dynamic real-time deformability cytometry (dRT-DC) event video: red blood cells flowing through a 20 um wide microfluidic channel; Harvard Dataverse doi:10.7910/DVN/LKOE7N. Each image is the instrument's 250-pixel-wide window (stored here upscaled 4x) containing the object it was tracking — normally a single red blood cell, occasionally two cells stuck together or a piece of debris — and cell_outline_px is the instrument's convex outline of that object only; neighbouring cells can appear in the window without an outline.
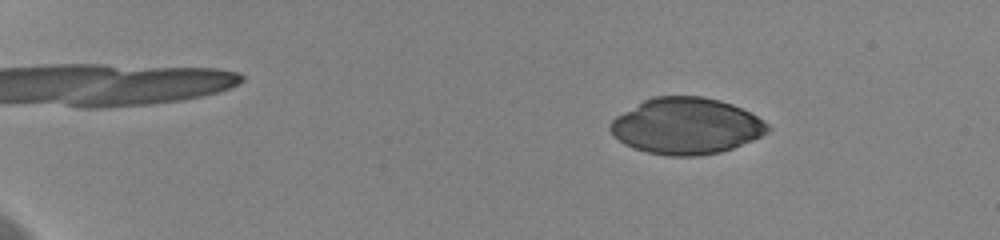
{"species": "human", "species_latin": "Homo sapiens", "temperature_condition": "cold", "stored_images_in_passage": 58, "camera_frame_rate_fps": 3000, "um_per_image_px": 0.085, "donor": {"sex": "female"}, "frame": {"image": 1, "passage_image": 10, "time_ms": 3.0, "image_size_px": [1000, 240], "cell_outline_px": [[772, 128], [768, 132], [752, 140], [732, 148], [720, 152], [696, 156], [668, 156], [648, 152], [632, 148], [624, 144], [608, 128], [608, 124], [616, 116], [644, 100], [652, 96], [704, 96], [720, 100], [732, 104], [756, 116], [768, 124]], "centroid_in_image_um": [58.32, 10.71], "position_along_channel_um": 26.7, "area_um2": 51.5}}
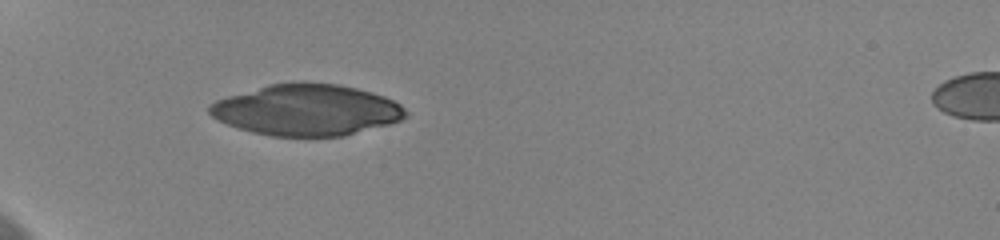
{"frame": {"image": 2, "passage_image": 21, "time_ms": 6.667, "image_size_px": [1000, 240], "cell_outline_px": [[408, 116], [400, 120], [388, 124], [344, 136], [272, 136], [252, 132], [228, 124], [212, 116], [208, 112], [208, 104], [216, 100], [228, 96], [268, 84], [300, 80], [304, 80], [336, 84], [356, 88], [372, 92], [384, 96], [400, 104], [408, 112]], "centroid_in_image_um": [26.06, 9.32], "position_along_channel_um": 58.9, "area_um2": 58.78}}
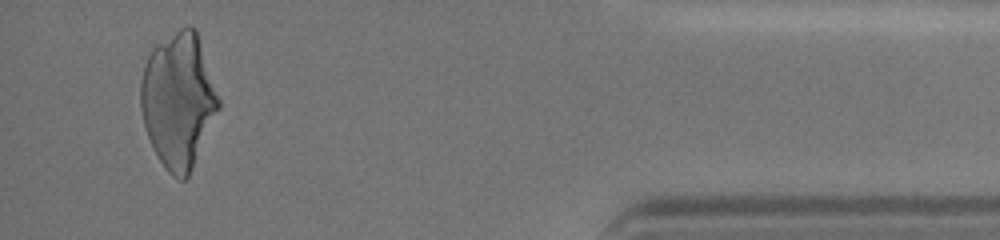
{"frame": {"image": 3, "passage_image": 56, "time_ms": 18.333, "image_size_px": [1000, 240], "cell_outline_px": [[220, 108], [188, 176], [184, 180], [180, 180], [172, 176], [168, 172], [152, 148], [144, 124], [140, 108], [140, 80], [144, 64], [152, 48], [156, 44], [180, 28], [188, 24], [196, 28], [220, 100]], "centroid_in_image_um": [15.15, 8.51], "position_along_channel_um": 420.1, "area_um2": 61.21}}